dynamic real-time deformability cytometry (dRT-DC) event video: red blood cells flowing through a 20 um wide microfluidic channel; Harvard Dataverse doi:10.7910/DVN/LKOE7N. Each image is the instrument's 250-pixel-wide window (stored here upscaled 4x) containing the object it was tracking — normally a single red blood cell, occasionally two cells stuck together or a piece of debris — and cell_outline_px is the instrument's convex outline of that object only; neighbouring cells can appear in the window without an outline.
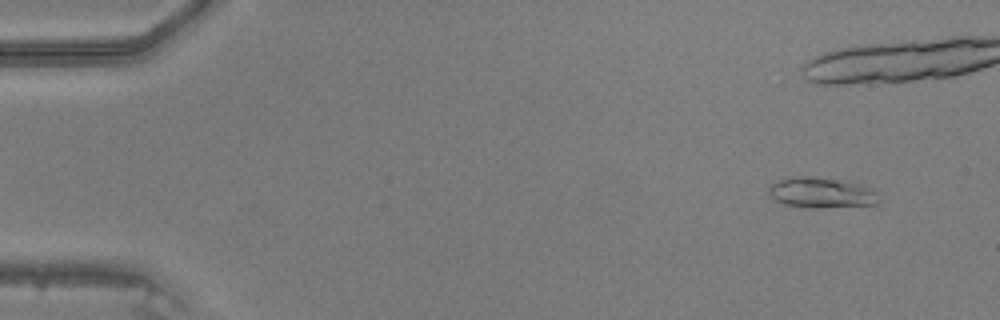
{"species": "common noctule bat (a hibernating species)", "species_latin": "Nyctalus noctula", "temperature_condition": "warm", "stored_images_in_passage": 37, "camera_frame_rate_fps": 3000, "um_per_image_px": 0.085, "animal": {"sex": "male", "body_mass_g": 20.5, "forearm_length_mm": 52.5}, "frame": {"image": 1, "passage_image": 1, "time_ms": 0.0, "image_size_px": [1000, 320], "cell_outline_px": [[880, 200], [876, 208], [808, 208], [784, 204], [776, 200], [768, 192], [768, 188], [772, 184], [780, 180], [792, 176], [812, 176], [848, 180], [860, 184], [872, 192]], "centroid_in_image_um": [69.91, 16.42], "position_along_channel_um": 15.1, "area_um2": 20.35}}